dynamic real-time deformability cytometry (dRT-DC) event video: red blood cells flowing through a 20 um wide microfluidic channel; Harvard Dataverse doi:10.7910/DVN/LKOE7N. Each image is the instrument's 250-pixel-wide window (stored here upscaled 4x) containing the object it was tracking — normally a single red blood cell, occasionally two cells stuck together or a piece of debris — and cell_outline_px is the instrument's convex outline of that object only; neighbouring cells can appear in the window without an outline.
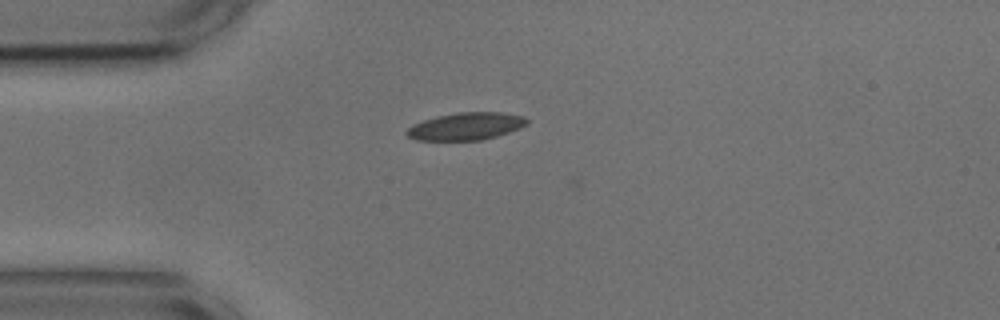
{"species": "common noctule bat (a hibernating species)", "species_latin": "Nyctalus noctula", "temperature_condition": "cold", "stored_images_in_passage": 36, "camera_frame_rate_fps": 3000, "um_per_image_px": 0.085, "animal": {"sex": "male", "body_mass_g": 17.9, "forearm_length_mm": 54.2}, "frame": {"image": 1, "passage_image": 1, "time_ms": 0.0, "image_size_px": [1000, 320], "cell_outline_px": [[528, 124], [520, 128], [496, 136], [480, 140], [416, 140], [408, 136], [404, 132], [408, 128], [424, 120], [436, 116], [456, 112], [500, 112], [524, 116], [528, 120]], "centroid_in_image_um": [39.62, 10.73], "position_along_channel_um": 45.4, "area_um2": 19.13}}
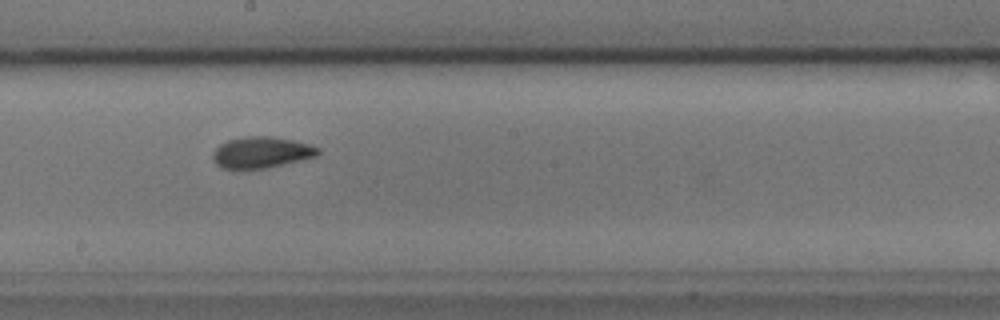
{"frame": {"image": 2, "passage_image": 17, "time_ms": 5.333, "image_size_px": [1000, 320], "cell_outline_px": [[320, 152], [316, 156], [268, 168], [236, 172], [220, 168], [212, 160], [212, 152], [220, 144], [228, 140], [248, 136], [272, 136], [292, 140], [308, 144], [320, 148]], "centroid_in_image_um": [22.14, 13.0], "position_along_channel_um": 226.1, "area_um2": 19.77}}
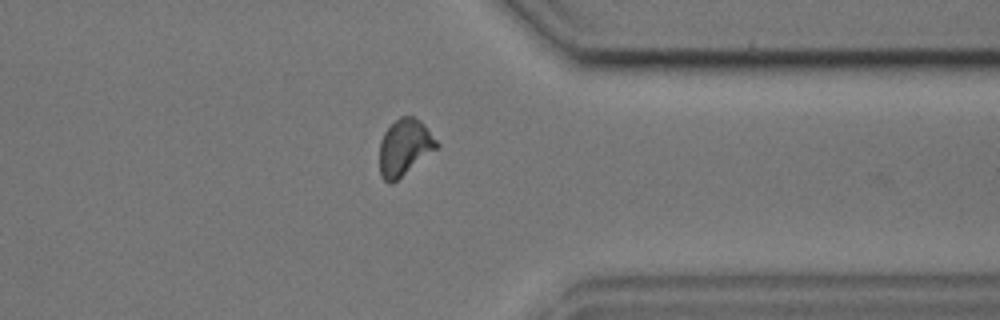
{"frame": {"image": 3, "passage_image": 30, "time_ms": 9.667, "image_size_px": [1000, 320], "cell_outline_px": [[440, 144], [436, 148], [392, 184], [388, 184], [380, 176], [380, 140], [384, 132], [400, 116], [412, 116], [420, 120], [424, 124]], "centroid_in_image_um": [34.37, 12.52], "position_along_channel_um": 377.0, "area_um2": 18.55}, "authors_computed_cell_mechanics": {"area_um2": 18.7272, "velocity_mm_per_s": 3.6439, "shape_relaxation_time_tau1_ms": 3.7733, "shape_relaxation_time_tau2_ms": 2.2412, "deformation_change_tau1": 0.092, "deformation_change_tau2": 0.0583}}